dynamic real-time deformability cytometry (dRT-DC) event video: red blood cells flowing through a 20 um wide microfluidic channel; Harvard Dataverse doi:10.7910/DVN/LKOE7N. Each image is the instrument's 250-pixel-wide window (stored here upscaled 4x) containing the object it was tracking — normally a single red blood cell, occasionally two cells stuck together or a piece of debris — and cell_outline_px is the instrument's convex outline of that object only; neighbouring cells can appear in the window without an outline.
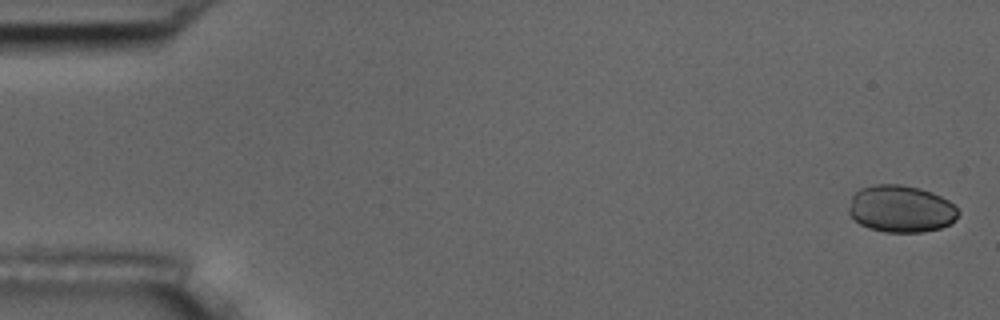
{"species": "common noctule bat (a hibernating species)", "species_latin": "Nyctalus noctula", "temperature_condition": "room temperature", "stored_images_in_passage": 5, "camera_frame_rate_fps": 3000, "um_per_image_px": 0.085, "animal": {"sex": "male", "body_mass_g": 17.5, "forearm_length_mm": 52.3}, "frame": {"image": 1, "passage_image": 1, "time_ms": 0.0, "image_size_px": [1000, 320], "cell_outline_px": [[960, 212], [948, 224], [940, 228], [924, 232], [884, 232], [868, 228], [860, 224], [848, 212], [848, 208], [852, 196], [860, 188], [876, 184], [900, 184], [920, 188], [932, 192], [948, 200]], "centroid_in_image_um": [76.55, 17.75], "position_along_channel_um": 8.5, "area_um2": 29.94}}
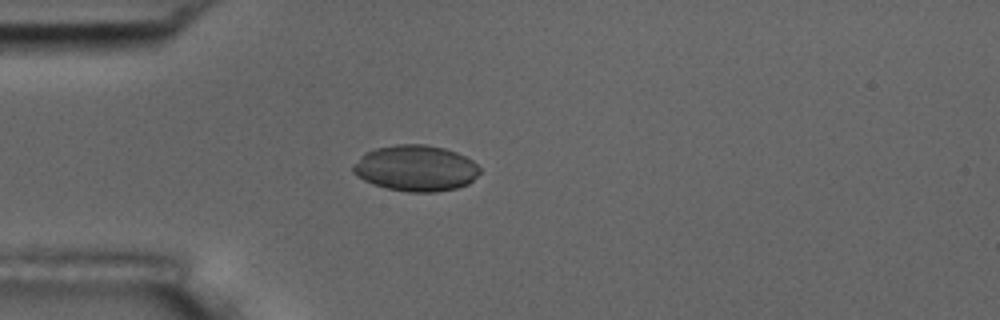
{"frame": {"image": 2, "passage_image": 5, "time_ms": 4.667, "image_size_px": [1000, 320], "cell_outline_px": [[480, 172], [468, 184], [456, 188], [436, 192], [408, 192], [388, 188], [372, 184], [356, 176], [352, 172], [352, 164], [364, 152], [376, 148], [396, 144], [424, 144], [444, 148], [456, 152], [472, 160], [480, 168]], "centroid_in_image_um": [35.3, 14.29], "position_along_channel_um": 49.7, "area_um2": 34.1}}